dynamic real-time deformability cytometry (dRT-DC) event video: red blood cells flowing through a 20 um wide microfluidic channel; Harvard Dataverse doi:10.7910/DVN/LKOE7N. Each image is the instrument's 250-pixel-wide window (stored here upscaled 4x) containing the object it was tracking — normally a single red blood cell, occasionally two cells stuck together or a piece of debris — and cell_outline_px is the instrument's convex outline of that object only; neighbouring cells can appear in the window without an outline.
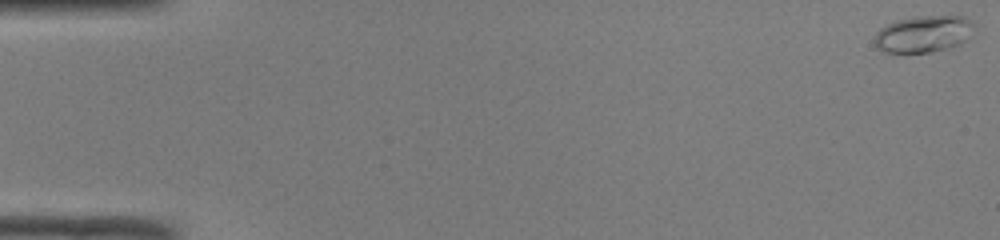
{"species": "common noctule bat (a hibernating species)", "species_latin": "Nyctalus noctula", "temperature_condition": "room temperature", "stored_images_in_passage": 50, "camera_frame_rate_fps": 3000, "um_per_image_px": 0.085, "animal": {"sex": "male", "body_mass_g": 19.0, "forearm_length_mm": 50.8}, "frame": {"image": 1, "passage_image": 1, "time_ms": 0.0, "image_size_px": [1000, 240], "cell_outline_px": [[972, 24], [960, 44], [928, 52], [884, 52], [876, 48], [876, 32], [880, 28], [896, 20], [916, 16], [964, 16]], "centroid_in_image_um": [78.39, 2.88], "position_along_channel_um": 6.6, "area_um2": 20.52}}
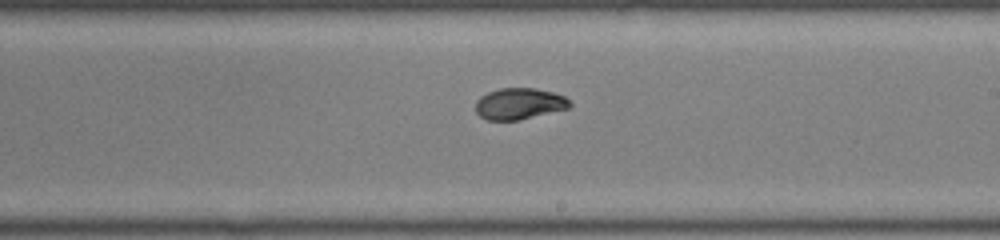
{"frame": {"image": 2, "passage_image": 30, "time_ms": 9.667, "image_size_px": [1000, 240], "cell_outline_px": [[572, 104], [568, 108], [516, 120], [488, 120], [480, 116], [476, 112], [476, 100], [480, 96], [488, 92], [500, 88], [536, 88], [552, 92], [564, 96]], "centroid_in_image_um": [44.1, 8.8], "position_along_channel_um": 244.9, "area_um2": 16.99}}
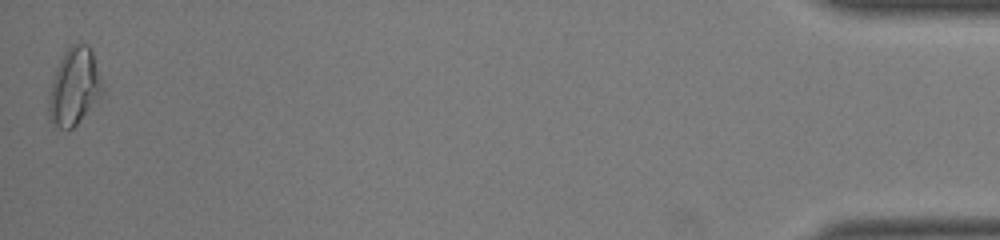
{"frame": {"image": 3, "passage_image": 50, "time_ms": 16.333, "image_size_px": [1000, 240], "cell_outline_px": [[104, 92], [76, 124], [72, 128], [60, 128], [52, 124], [48, 120], [48, 96], [52, 80], [56, 68], [64, 52], [72, 44], [88, 44], [92, 52], [104, 84]], "centroid_in_image_um": [6.3, 7.37], "position_along_channel_um": 428.9, "area_um2": 24.1}, "authors_computed_cell_mechanics": {"area_um2": 17.9758, "velocity_mm_per_s": 4.1122, "shape_relaxation_time_tau1_ms": 8.8828, "shape_relaxation_time_tau2_ms": 1.387, "deformation_change_tau1": 0.228, "deformation_change_tau2": 0.0502}}